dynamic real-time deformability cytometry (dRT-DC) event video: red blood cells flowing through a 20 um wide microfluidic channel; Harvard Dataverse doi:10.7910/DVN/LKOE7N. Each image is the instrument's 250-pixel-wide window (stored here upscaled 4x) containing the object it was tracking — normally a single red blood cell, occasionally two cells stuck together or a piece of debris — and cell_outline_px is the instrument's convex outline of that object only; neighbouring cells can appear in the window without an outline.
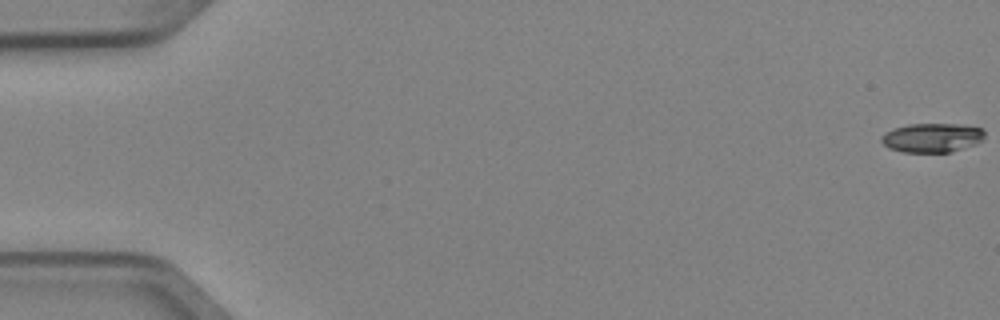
{"species": "Egyptian fruit bat (a non-hibernating species)", "species_latin": "Rousettus aegyptiacus", "temperature_condition": "cold", "stored_images_in_passage": 6, "camera_frame_rate_fps": 3000, "um_per_image_px": 0.085, "animal": {"sex": "female"}, "frame": {"image": 1, "passage_image": 1, "time_ms": 0.0, "image_size_px": [1000, 320], "cell_outline_px": [[984, 136], [976, 144], [952, 152], [904, 152], [888, 148], [880, 140], [880, 136], [896, 128], [908, 124], [960, 124], [984, 128]], "centroid_in_image_um": [79.24, 11.71], "position_along_channel_um": 5.8, "area_um2": 17.51}}
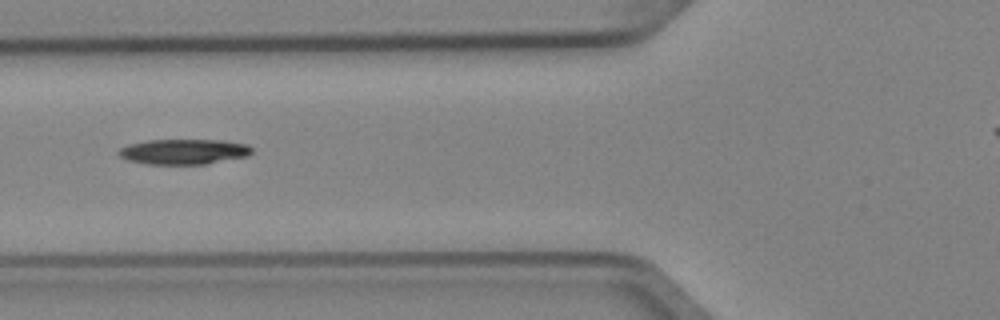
{"frame": {"image": 2, "passage_image": 6, "time_ms": 1.667, "image_size_px": [1000, 320], "cell_outline_px": [[252, 152], [248, 156], [204, 164], [148, 164], [128, 160], [120, 156], [116, 152], [120, 148], [128, 144], [148, 140], [220, 140], [248, 144], [252, 148]], "centroid_in_image_um": [15.61, 12.89], "position_along_channel_um": 110.2, "area_um2": 19.59}}